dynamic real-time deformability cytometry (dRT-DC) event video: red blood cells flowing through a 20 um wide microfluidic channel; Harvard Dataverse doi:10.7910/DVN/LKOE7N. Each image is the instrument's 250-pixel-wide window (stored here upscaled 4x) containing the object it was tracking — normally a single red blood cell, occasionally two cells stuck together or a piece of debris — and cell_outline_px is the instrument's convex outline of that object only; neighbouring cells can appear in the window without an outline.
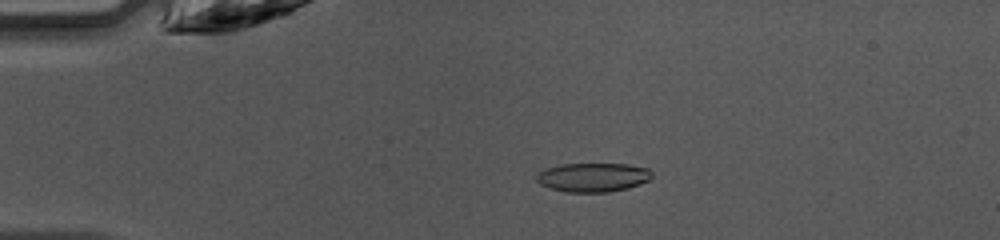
{"species": "common noctule bat (a hibernating species)", "species_latin": "Nyctalus noctula", "temperature_condition": "warm", "stored_images_in_passage": 47, "camera_frame_rate_fps": 3000, "um_per_image_px": 0.085, "animal": {"sex": "female", "body_mass_g": 10.0, "forearm_length_mm": 53.1}, "frame": {"image": 1, "passage_image": 10, "time_ms": 3.0, "image_size_px": [1000, 240], "cell_outline_px": [[652, 176], [648, 180], [640, 184], [628, 188], [608, 192], [564, 192], [540, 184], [536, 180], [536, 176], [544, 168], [560, 164], [628, 164], [648, 168], [652, 172]], "centroid_in_image_um": [50.4, 15.07], "position_along_channel_um": 34.6, "area_um2": 19.54}}
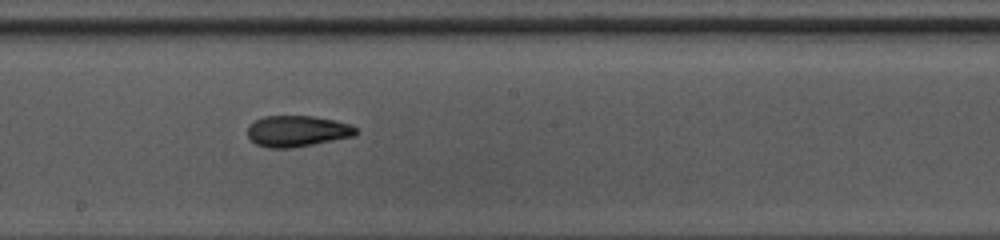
{"frame": {"image": 2, "passage_image": 26, "time_ms": 8.333, "image_size_px": [1000, 240], "cell_outline_px": [[360, 132], [356, 136], [292, 148], [268, 148], [256, 144], [248, 136], [248, 124], [264, 116], [312, 116], [336, 120], [352, 124]], "centroid_in_image_um": [25.31, 11.14], "position_along_channel_um": 222.9, "area_um2": 19.88}}
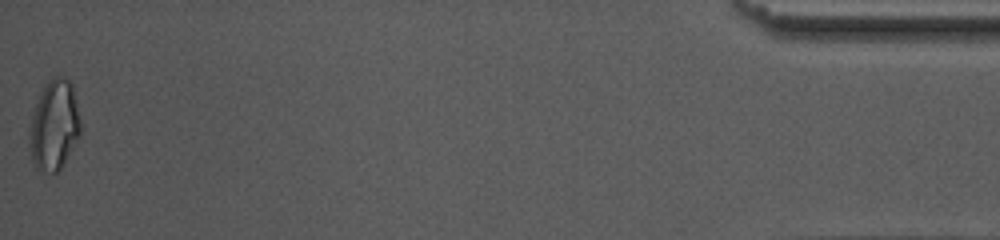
{"frame": {"image": 3, "passage_image": 47, "time_ms": 15.333, "image_size_px": [1000, 240], "cell_outline_px": [[80, 136], [60, 168], [56, 172], [48, 172], [36, 168], [32, 160], [28, 144], [28, 132], [32, 116], [40, 92], [44, 84], [52, 76], [64, 76], [72, 84], [80, 120]], "centroid_in_image_um": [4.58, 10.62], "position_along_channel_um": 430.6, "area_um2": 26.82}, "authors_computed_cell_mechanics": {"area_um2": 19.7098, "velocity_mm_per_s": 4.2343, "shape_relaxation_time_tau1_ms": null, "shape_relaxation_time_tau2_ms": 2.6836, "deformation_change_tau1": null, "deformation_change_tau2": 0.0953}}